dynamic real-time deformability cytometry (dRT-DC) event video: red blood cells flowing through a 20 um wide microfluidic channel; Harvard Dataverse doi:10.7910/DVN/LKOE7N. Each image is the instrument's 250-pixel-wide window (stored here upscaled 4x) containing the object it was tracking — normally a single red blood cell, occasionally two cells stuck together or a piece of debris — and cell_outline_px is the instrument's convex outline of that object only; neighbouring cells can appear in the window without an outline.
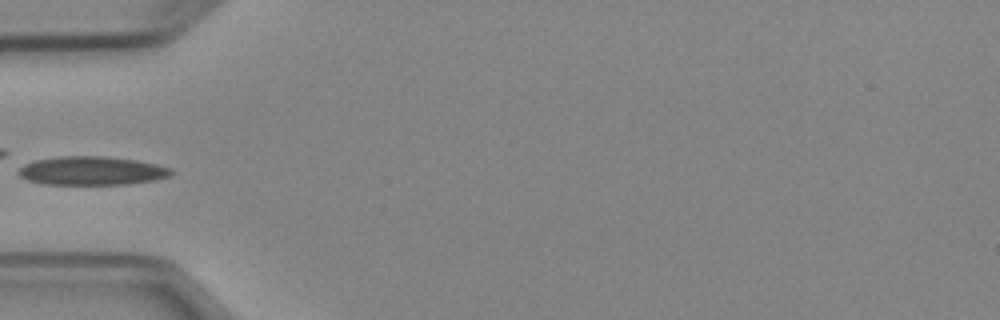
{"species": "Egyptian fruit bat (a non-hibernating species)", "species_latin": "Rousettus aegyptiacus", "temperature_condition": "cold", "stored_images_in_passage": 5, "camera_frame_rate_fps": 3000, "um_per_image_px": 0.085, "animal": {"sex": "female"}, "frame": {"image": 1, "passage_image": 5, "time_ms": 5.333, "image_size_px": [1000, 320], "cell_outline_px": [[176, 172], [172, 176], [156, 180], [128, 184], [44, 184], [28, 180], [20, 176], [16, 172], [24, 164], [36, 160], [56, 156], [104, 156], [136, 160], [156, 164], [172, 168]], "centroid_in_image_um": [7.85, 14.51], "position_along_channel_um": 77.2, "area_um2": 25.72}}